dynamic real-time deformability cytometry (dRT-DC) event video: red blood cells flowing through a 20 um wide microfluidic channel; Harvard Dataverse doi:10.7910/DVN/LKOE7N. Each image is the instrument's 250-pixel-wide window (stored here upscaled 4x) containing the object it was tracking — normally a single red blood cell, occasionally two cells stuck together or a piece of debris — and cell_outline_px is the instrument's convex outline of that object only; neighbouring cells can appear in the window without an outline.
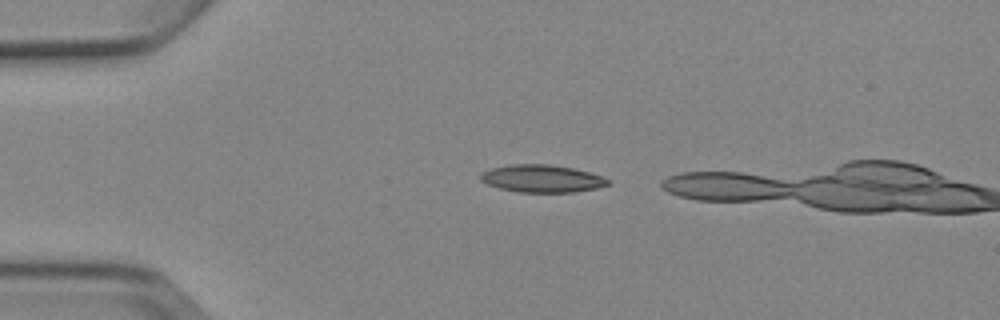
{"species": "Egyptian fruit bat (a non-hibernating species)", "species_latin": "Rousettus aegyptiacus", "temperature_condition": "cold", "stored_images_in_passage": 3, "camera_frame_rate_fps": 3000, "um_per_image_px": 0.085, "animal": {"sex": "female"}, "frame": {"image": 1, "passage_image": 1, "time_ms": 0.0, "image_size_px": [1000, 320], "cell_outline_px": [[608, 184], [596, 188], [572, 192], [520, 192], [500, 188], [488, 184], [480, 180], [480, 176], [484, 172], [492, 168], [512, 164], [548, 164], [572, 168], [588, 172], [600, 176], [608, 180]], "centroid_in_image_um": [46.04, 15.18], "position_along_channel_um": 39.0, "area_um2": 20.0}}